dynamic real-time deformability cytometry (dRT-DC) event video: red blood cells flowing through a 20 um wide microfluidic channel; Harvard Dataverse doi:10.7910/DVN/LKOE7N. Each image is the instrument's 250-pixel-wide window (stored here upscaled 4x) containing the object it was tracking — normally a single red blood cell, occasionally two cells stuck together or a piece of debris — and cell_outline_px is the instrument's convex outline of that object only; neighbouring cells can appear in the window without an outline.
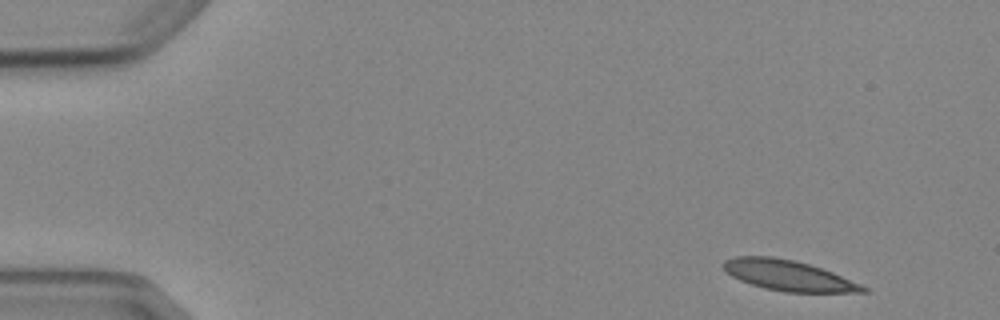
{"species": "Egyptian fruit bat (a non-hibernating species)", "species_latin": "Rousettus aegyptiacus", "temperature_condition": "cold", "stored_images_in_passage": 5, "camera_frame_rate_fps": 3000, "um_per_image_px": 0.085, "animal": {"sex": "female"}, "frame": {"image": 1, "passage_image": 1, "time_ms": 0.0, "image_size_px": [1000, 320], "cell_outline_px": [[868, 292], [784, 292], [764, 288], [740, 280], [732, 276], [720, 264], [724, 260], [736, 256], [772, 256], [792, 260], [808, 264], [832, 272], [860, 284], [868, 288]], "centroid_in_image_um": [66.98, 23.41], "position_along_channel_um": 18.0, "area_um2": 24.51}}
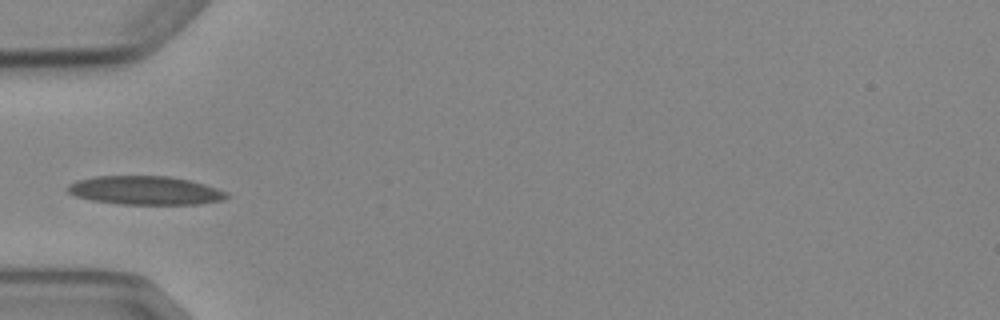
{"frame": {"image": 2, "passage_image": 4, "time_ms": 4.333, "image_size_px": [1000, 320], "cell_outline_px": [[232, 196], [224, 200], [200, 204], [120, 204], [92, 200], [76, 196], [68, 192], [64, 188], [68, 184], [76, 180], [92, 176], [168, 176], [188, 180], [204, 184], [228, 192]], "centroid_in_image_um": [12.34, 16.18], "position_along_channel_um": 72.7, "area_um2": 26.76}}
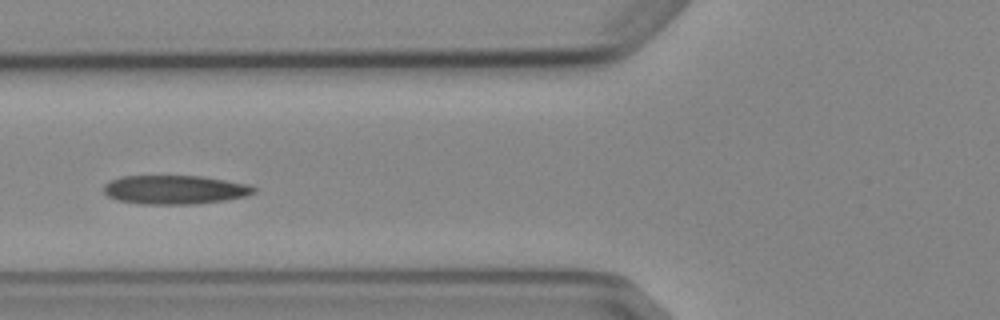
{"frame": {"image": 3, "passage_image": 5, "time_ms": 5.333, "image_size_px": [1000, 320], "cell_outline_px": [[256, 192], [244, 196], [224, 200], [192, 204], [140, 204], [116, 200], [108, 196], [104, 192], [104, 184], [108, 180], [120, 176], [204, 176], [248, 184], [256, 188]], "centroid_in_image_um": [14.82, 16.12], "position_along_channel_um": 111.0, "area_um2": 25.37}}